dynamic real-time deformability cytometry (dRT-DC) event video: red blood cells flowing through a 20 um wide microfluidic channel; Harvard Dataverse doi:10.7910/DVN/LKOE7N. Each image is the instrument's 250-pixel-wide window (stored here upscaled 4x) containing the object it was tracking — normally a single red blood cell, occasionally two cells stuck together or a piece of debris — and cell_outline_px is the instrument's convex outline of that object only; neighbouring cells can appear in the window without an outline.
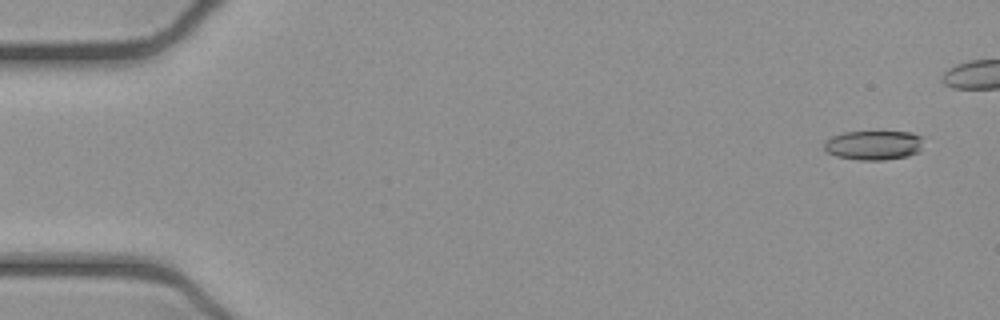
{"species": "common noctule bat (a hibernating species)", "species_latin": "Nyctalus noctula", "temperature_condition": "cold", "stored_images_in_passage": 36, "camera_frame_rate_fps": 3000, "um_per_image_px": 0.085, "animal": {"sex": "female", "body_mass_g": 21.9}, "frame": {"image": 1, "passage_image": 3, "time_ms": 0.667, "image_size_px": [1000, 320], "cell_outline_px": [[924, 136], [920, 152], [908, 156], [884, 160], [860, 160], [836, 156], [828, 152], [824, 148], [824, 144], [832, 136], [844, 132], [912, 132]], "centroid_in_image_um": [74.32, 12.34], "position_along_channel_um": 10.7, "area_um2": 17.11}}